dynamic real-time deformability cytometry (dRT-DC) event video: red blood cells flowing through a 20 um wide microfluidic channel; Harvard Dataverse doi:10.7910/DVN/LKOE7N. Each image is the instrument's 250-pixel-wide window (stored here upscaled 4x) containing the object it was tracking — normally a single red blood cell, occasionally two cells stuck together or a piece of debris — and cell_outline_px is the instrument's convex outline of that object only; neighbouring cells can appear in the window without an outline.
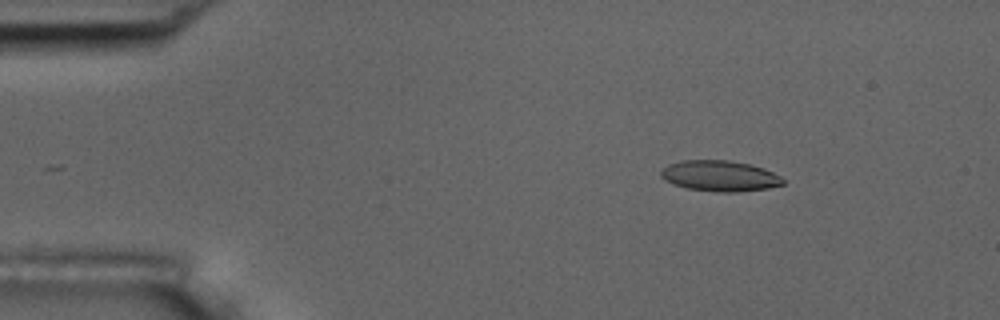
{"species": "common noctule bat (a hibernating species)", "species_latin": "Nyctalus noctula", "temperature_condition": "room temperature", "stored_images_in_passage": 51, "camera_frame_rate_fps": 3000, "um_per_image_px": 0.085, "animal": {"sex": "male", "body_mass_g": 17.5, "forearm_length_mm": 52.3}, "frame": {"image": 1, "passage_image": 3, "time_ms": 0.667, "image_size_px": [1000, 320], "cell_outline_px": [[784, 184], [768, 188], [736, 192], [716, 192], [688, 188], [664, 180], [660, 176], [660, 172], [668, 164], [680, 160], [728, 160], [748, 164], [764, 168], [780, 176], [784, 180]], "centroid_in_image_um": [61.18, 14.95], "position_along_channel_um": 23.8, "area_um2": 21.79}}
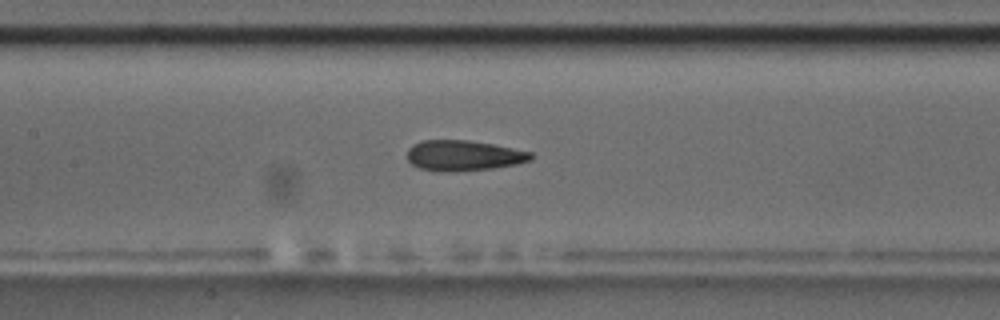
{"frame": {"image": 2, "passage_image": 21, "time_ms": 6.667, "image_size_px": [1000, 320], "cell_outline_px": [[536, 156], [532, 160], [516, 164], [492, 168], [448, 172], [436, 172], [420, 168], [412, 164], [408, 160], [408, 148], [412, 144], [420, 140], [468, 140], [492, 144], [532, 152]], "centroid_in_image_um": [39.4, 13.22], "position_along_channel_um": 168.0, "area_um2": 22.14}}
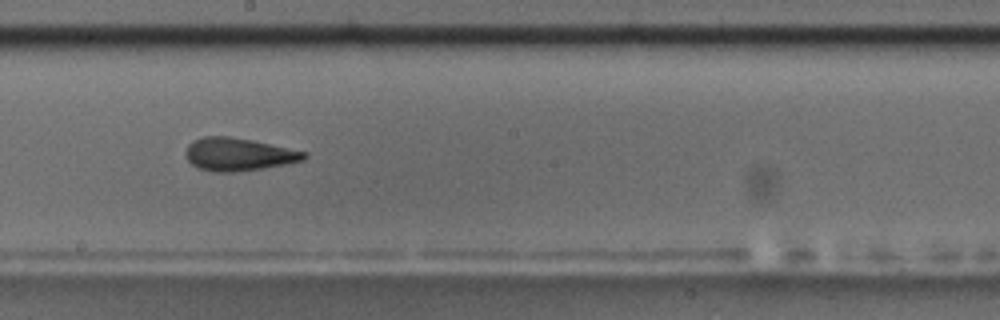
{"frame": {"image": 3, "passage_image": 26, "time_ms": 8.333, "image_size_px": [1000, 320], "cell_outline_px": [[308, 156], [304, 160], [288, 164], [264, 168], [232, 172], [212, 172], [196, 168], [184, 156], [184, 152], [188, 144], [192, 140], [204, 136], [228, 136], [252, 140], [308, 152]], "centroid_in_image_um": [20.25, 13.12], "position_along_channel_um": 228.0, "area_um2": 23.0}, "authors_computed_cell_mechanics": {"area_um2": 22.1374, "velocity_mm_per_s": 3.6189, "shape_relaxation_time_tau1_ms": 6.7452, "shape_relaxation_time_tau2_ms": 2.5993, "deformation_change_tau1": 0.1603, "deformation_change_tau2": 0.0917}}